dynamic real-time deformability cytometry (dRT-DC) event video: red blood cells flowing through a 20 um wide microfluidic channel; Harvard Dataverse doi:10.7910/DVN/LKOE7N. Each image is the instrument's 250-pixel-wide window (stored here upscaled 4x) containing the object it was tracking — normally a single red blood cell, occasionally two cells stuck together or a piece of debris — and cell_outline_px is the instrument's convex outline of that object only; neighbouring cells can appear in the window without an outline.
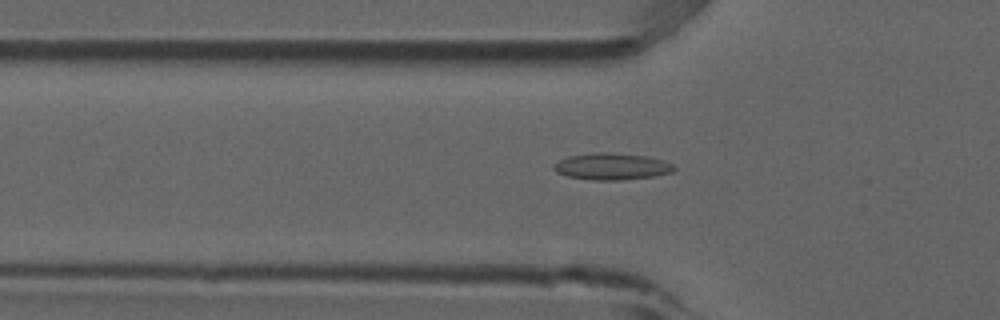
{"species": "common noctule bat (a hibernating species)", "species_latin": "Nyctalus noctula", "temperature_condition": "room temperature", "stored_images_in_passage": 48, "camera_frame_rate_fps": 3000, "um_per_image_px": 0.085, "animal": {"sex": "male", "forearm_length_mm": 52.5}, "frame": {"image": 1, "passage_image": 13, "time_ms": 4.0, "image_size_px": [1000, 320], "cell_outline_px": [[676, 168], [672, 172], [656, 176], [620, 180], [592, 180], [568, 176], [556, 172], [552, 168], [560, 160], [568, 156], [596, 152], [600, 152], [644, 156], [664, 160], [672, 164]], "centroid_in_image_um": [52.01, 14.16], "position_along_channel_um": 73.8, "area_um2": 18.5}}
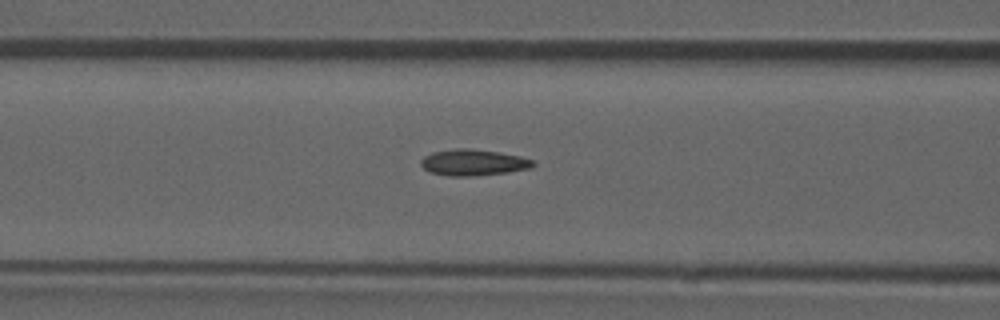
{"frame": {"image": 2, "passage_image": 17, "time_ms": 5.333, "image_size_px": [1000, 320], "cell_outline_px": [[536, 164], [532, 168], [508, 172], [472, 176], [448, 176], [428, 172], [420, 164], [420, 160], [424, 156], [432, 152], [452, 148], [468, 148], [496, 152], [520, 156], [532, 160]], "centroid_in_image_um": [40.19, 13.81], "position_along_channel_um": 126.4, "area_um2": 17.22}}
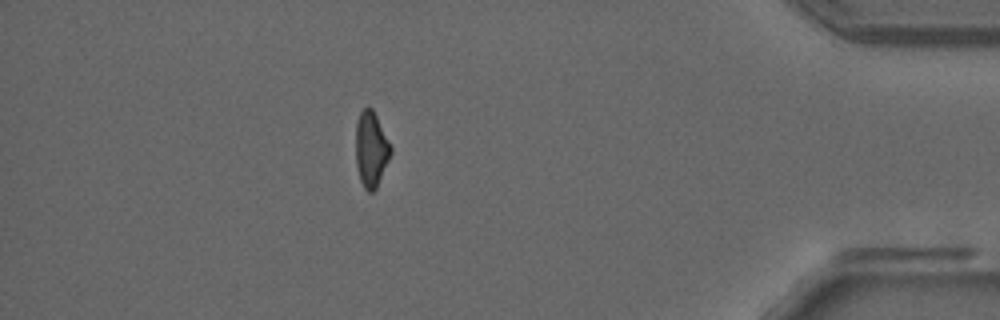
{"frame": {"image": 3, "passage_image": 42, "time_ms": 13.667, "image_size_px": [1000, 320], "cell_outline_px": [[392, 152], [376, 188], [372, 192], [368, 192], [364, 188], [360, 180], [356, 164], [356, 124], [360, 112], [364, 108], [372, 108], [392, 148]], "centroid_in_image_um": [31.53, 12.7], "position_along_channel_um": 403.7, "area_um2": 15.14}, "authors_computed_cell_mechanics": {"area_um2": 16.473, "velocity_mm_per_s": 3.886, "shape_relaxation_time_tau1_ms": null, "shape_relaxation_time_tau2_ms": 2.6232, "deformation_change_tau1": null, "deformation_change_tau2": 0.0947}}